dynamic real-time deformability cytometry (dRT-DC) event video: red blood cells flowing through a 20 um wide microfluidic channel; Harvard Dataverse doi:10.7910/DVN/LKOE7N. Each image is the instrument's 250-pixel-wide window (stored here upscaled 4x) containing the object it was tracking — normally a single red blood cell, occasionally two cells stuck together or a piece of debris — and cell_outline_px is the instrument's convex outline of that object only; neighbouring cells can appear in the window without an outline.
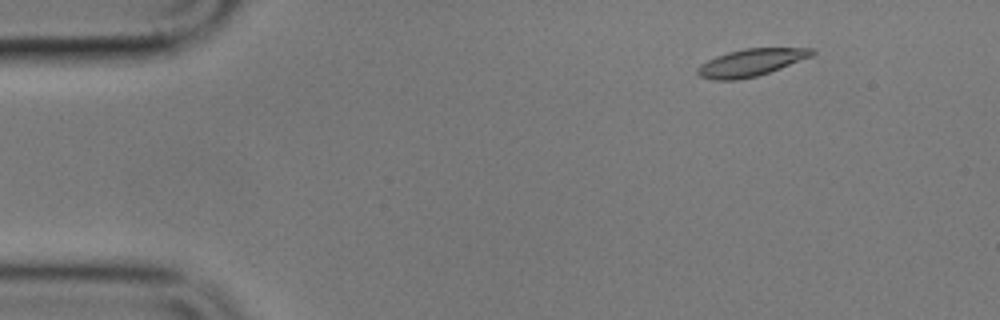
{"species": "common noctule bat (a hibernating species)", "species_latin": "Nyctalus noctula", "temperature_condition": "cold", "stored_images_in_passage": 6, "camera_frame_rate_fps": 3000, "um_per_image_px": 0.085, "animal": {"sex": "male", "body_mass_g": 17.9}, "frame": {"image": 1, "passage_image": 3, "time_ms": 2.333, "image_size_px": [1000, 320], "cell_outline_px": [[816, 52], [812, 56], [780, 68], [756, 76], [736, 80], [712, 80], [700, 76], [696, 72], [696, 68], [700, 64], [716, 56], [728, 52], [744, 48], [816, 48]], "centroid_in_image_um": [63.82, 5.31], "position_along_channel_um": 21.2, "area_um2": 18.15}}
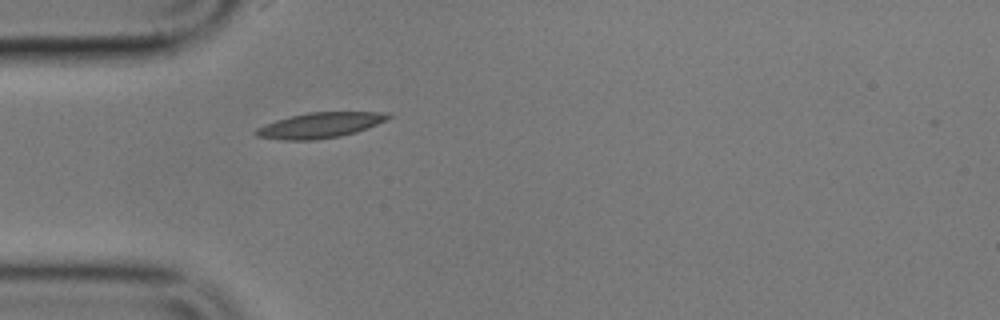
{"frame": {"image": 2, "passage_image": 6, "time_ms": 5.667, "image_size_px": [1000, 320], "cell_outline_px": [[392, 116], [376, 124], [356, 132], [340, 136], [316, 140], [284, 140], [256, 136], [252, 132], [256, 128], [264, 124], [276, 120], [308, 112], [388, 112]], "centroid_in_image_um": [27.15, 10.65], "position_along_channel_um": 57.8, "area_um2": 19.48}}